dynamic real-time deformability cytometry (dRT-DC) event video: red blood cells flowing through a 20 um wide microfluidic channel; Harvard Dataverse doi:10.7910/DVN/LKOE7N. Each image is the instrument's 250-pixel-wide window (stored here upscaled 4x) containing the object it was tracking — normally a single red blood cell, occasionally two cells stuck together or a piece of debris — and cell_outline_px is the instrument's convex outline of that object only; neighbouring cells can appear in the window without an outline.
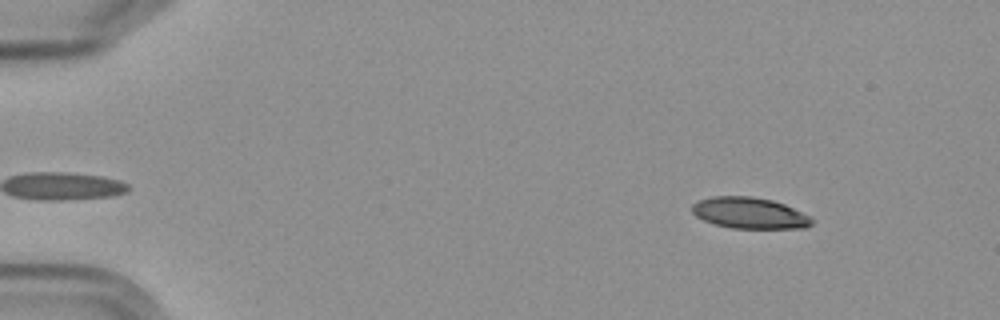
{"species": "Egyptian fruit bat (a non-hibernating species)", "species_latin": "Rousettus aegyptiacus", "temperature_condition": "cold", "stored_images_in_passage": 4, "camera_frame_rate_fps": 3000, "um_per_image_px": 0.085, "frame": {"image": 1, "passage_image": 1, "time_ms": 0.0, "image_size_px": [1000, 320], "cell_outline_px": [[816, 220], [812, 224], [804, 228], [732, 228], [712, 224], [696, 216], [692, 212], [692, 204], [700, 200], [712, 196], [752, 196], [772, 200], [784, 204]], "centroid_in_image_um": [63.69, 18.11], "position_along_channel_um": 21.3, "area_um2": 21.73}}